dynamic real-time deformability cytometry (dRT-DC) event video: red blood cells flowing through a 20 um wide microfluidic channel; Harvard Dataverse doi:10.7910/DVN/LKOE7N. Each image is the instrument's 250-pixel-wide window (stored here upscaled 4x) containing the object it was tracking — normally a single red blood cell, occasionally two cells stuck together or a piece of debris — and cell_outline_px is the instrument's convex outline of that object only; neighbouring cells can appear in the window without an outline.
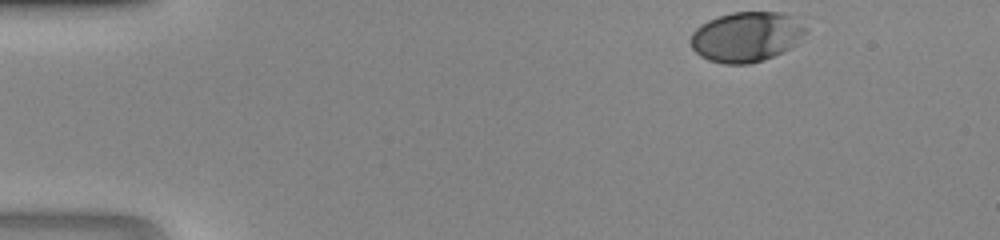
{"species": "human", "species_latin": "Homo sapiens", "temperature_condition": "room temperature", "stored_images_in_passage": 34, "camera_frame_rate_fps": 3000, "um_per_image_px": 0.085, "donor": {"sex": "male"}, "frame": {"image": 1, "passage_image": 1, "time_ms": 0.0, "image_size_px": [1000, 240], "cell_outline_px": [[808, 28], [796, 44], [792, 48], [764, 60], [748, 64], [724, 64], [708, 60], [700, 56], [692, 48], [688, 40], [692, 32], [700, 24], [708, 20], [732, 12], [780, 12], [792, 16]], "centroid_in_image_um": [63.42, 3.13], "position_along_channel_um": 21.6, "area_um2": 33.81}}
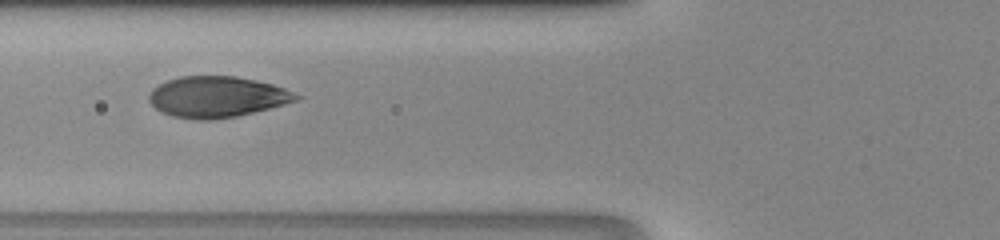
{"frame": {"image": 2, "passage_image": 14, "time_ms": 4.333, "image_size_px": [1000, 240], "cell_outline_px": [[304, 96], [300, 100], [236, 116], [212, 120], [196, 120], [172, 116], [156, 108], [148, 100], [148, 96], [152, 88], [168, 80], [180, 76], [236, 76], [256, 80], [272, 84], [284, 88]], "centroid_in_image_um": [18.46, 8.23], "position_along_channel_um": 107.3, "area_um2": 35.14}}
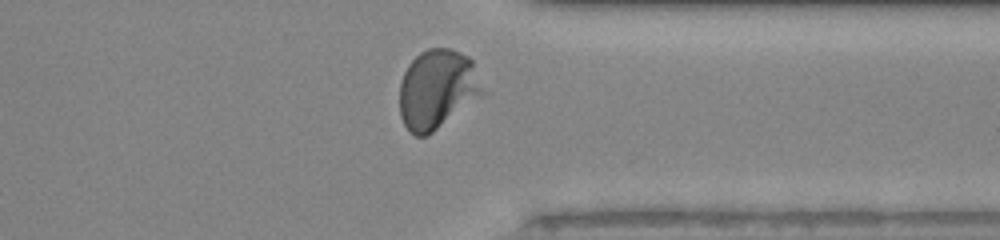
{"frame": {"image": 3, "passage_image": 32, "time_ms": 10.333, "image_size_px": [1000, 240], "cell_outline_px": [[492, 92], [432, 132], [424, 136], [416, 136], [408, 132], [400, 116], [400, 84], [404, 72], [408, 64], [420, 52], [428, 48], [448, 48], [460, 52], [468, 56], [472, 60]], "centroid_in_image_um": [37.29, 7.59], "position_along_channel_um": 374.1, "area_um2": 39.88}}